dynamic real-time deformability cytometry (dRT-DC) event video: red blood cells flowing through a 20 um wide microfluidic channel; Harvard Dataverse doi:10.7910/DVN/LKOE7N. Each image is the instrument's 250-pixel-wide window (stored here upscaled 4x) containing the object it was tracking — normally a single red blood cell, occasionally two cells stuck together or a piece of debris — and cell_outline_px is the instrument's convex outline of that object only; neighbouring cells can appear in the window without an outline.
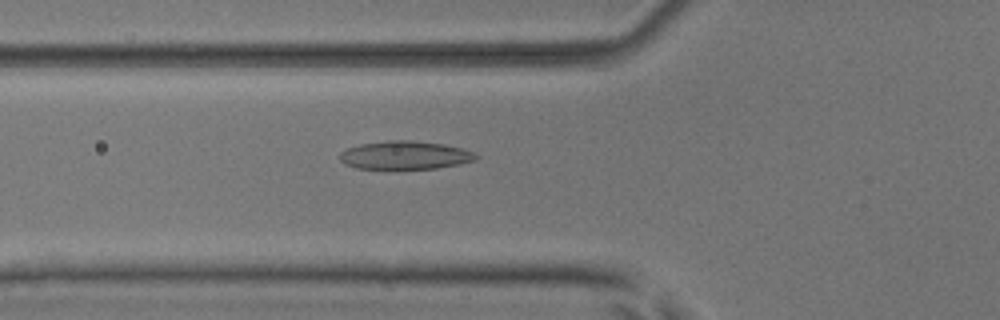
{"species": "common noctule bat (a hibernating species)", "species_latin": "Nyctalus noctula", "temperature_condition": "room temperature", "stored_images_in_passage": 52, "camera_frame_rate_fps": 3000, "um_per_image_px": 0.085, "animal": {"sex": "male", "body_mass_g": 17.9, "forearm_length_mm": 54.2}, "frame": {"image": 1, "passage_image": 19, "time_ms": 6.0, "image_size_px": [1000, 320], "cell_outline_px": [[480, 156], [476, 160], [460, 164], [436, 168], [356, 168], [344, 164], [340, 160], [340, 152], [348, 148], [360, 144], [388, 140], [412, 140], [444, 144], [464, 148]], "centroid_in_image_um": [34.45, 13.18], "position_along_channel_um": 91.3, "area_um2": 22.43}}
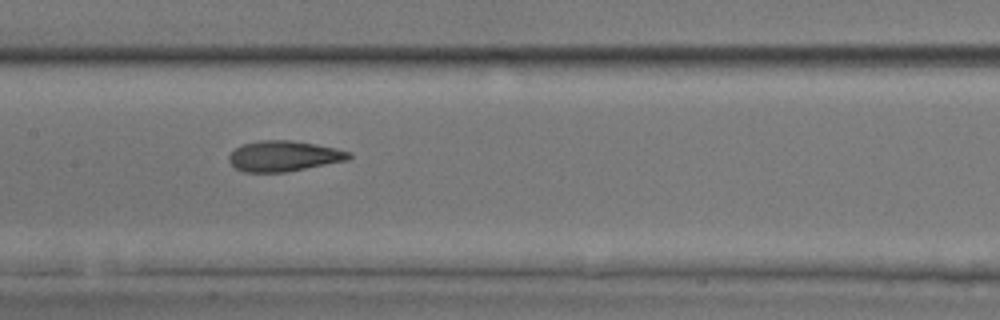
{"frame": {"image": 2, "passage_image": 26, "time_ms": 8.333, "image_size_px": [1000, 320], "cell_outline_px": [[352, 156], [348, 160], [288, 172], [244, 172], [236, 168], [228, 160], [228, 156], [236, 148], [244, 144], [260, 140], [292, 140], [316, 144], [336, 148], [352, 152]], "centroid_in_image_um": [24.16, 13.27], "position_along_channel_um": 183.2, "area_um2": 21.44}}
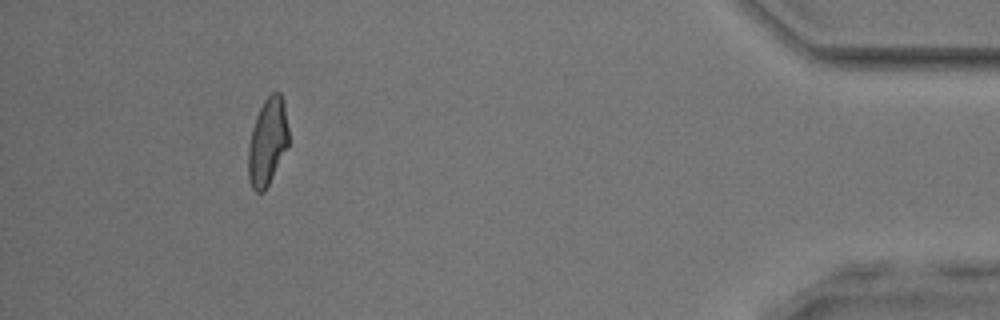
{"frame": {"image": 3, "passage_image": 48, "time_ms": 15.667, "image_size_px": [1000, 320], "cell_outline_px": [[288, 144], [264, 192], [256, 192], [252, 188], [248, 180], [248, 148], [252, 128], [256, 116], [264, 100], [272, 92], [280, 92], [284, 104], [288, 128]], "centroid_in_image_um": [22.72, 12.04], "position_along_channel_um": 412.5, "area_um2": 20.23}, "authors_computed_cell_mechanics": {"area_um2": 21.675, "velocity_mm_per_s": 3.9304, "shape_relaxation_time_tau1_ms": 6.0369, "shape_relaxation_time_tau2_ms": 2.0542, "deformation_change_tau1": 0.1757, "deformation_change_tau2": 0.0943}}